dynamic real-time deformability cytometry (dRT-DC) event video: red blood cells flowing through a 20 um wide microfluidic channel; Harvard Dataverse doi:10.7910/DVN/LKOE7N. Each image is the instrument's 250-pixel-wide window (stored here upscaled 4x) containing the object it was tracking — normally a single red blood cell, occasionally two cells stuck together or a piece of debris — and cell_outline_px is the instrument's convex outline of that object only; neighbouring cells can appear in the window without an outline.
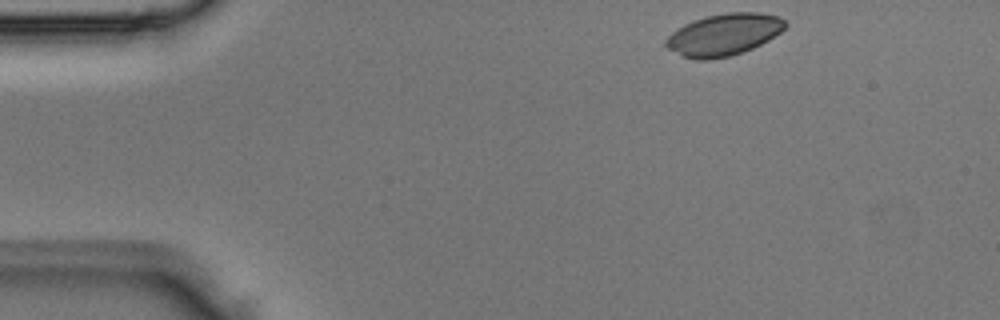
{"species": "Egyptian fruit bat (a non-hibernating species)", "species_latin": "Rousettus aegyptiacus", "temperature_condition": "room temperature", "stored_images_in_passage": 3, "camera_frame_rate_fps": 3000, "um_per_image_px": 0.085, "animal": {"sex": "male"}, "frame": {"image": 1, "passage_image": 1, "time_ms": 0.0, "image_size_px": [1000, 320], "cell_outline_px": [[788, 24], [780, 32], [768, 40], [752, 48], [732, 56], [708, 60], [696, 60], [684, 56], [668, 48], [664, 44], [664, 40], [672, 32], [684, 24], [704, 16], [728, 12], [760, 12], [776, 16], [784, 20]], "centroid_in_image_um": [61.51, 2.94], "position_along_channel_um": 23.5, "area_um2": 29.07}}
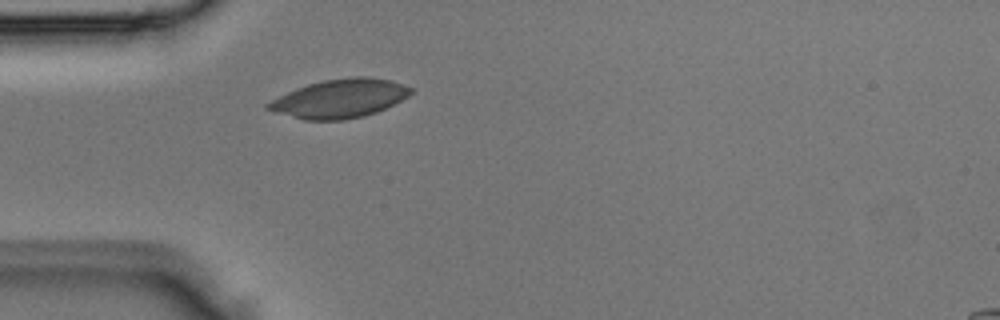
{"frame": {"image": 2, "passage_image": 3, "time_ms": 0.667, "image_size_px": [1000, 320], "cell_outline_px": [[412, 92], [408, 96], [376, 112], [364, 116], [344, 120], [304, 120], [264, 108], [264, 104], [296, 88], [308, 84], [324, 80], [352, 76], [368, 76], [392, 80], [412, 88]], "centroid_in_image_um": [28.87, 8.37], "position_along_channel_um": 56.1, "area_um2": 31.96}}